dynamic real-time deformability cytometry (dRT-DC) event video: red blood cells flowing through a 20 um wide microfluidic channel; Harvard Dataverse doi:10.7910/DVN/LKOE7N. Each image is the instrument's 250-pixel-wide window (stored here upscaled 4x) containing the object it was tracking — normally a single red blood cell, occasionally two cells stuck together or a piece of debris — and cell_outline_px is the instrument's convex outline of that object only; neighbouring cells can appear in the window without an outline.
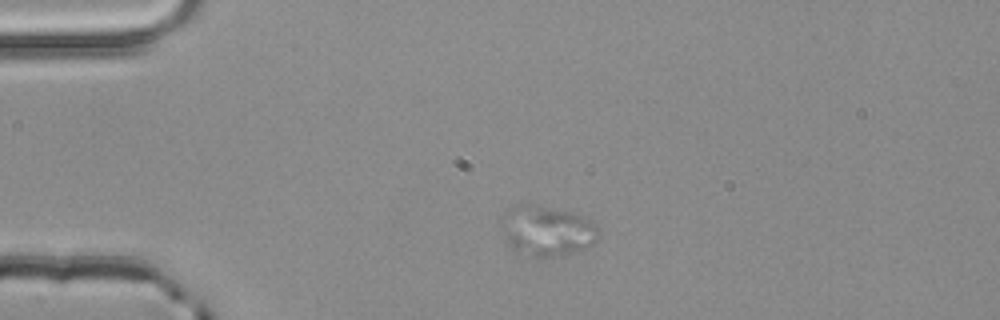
{"species": "common noctule bat (a hibernating species)", "species_latin": "Nyctalus noctula", "temperature_condition": "room temperature", "stored_images_in_passage": 2, "camera_frame_rate_fps": 3000, "um_per_image_px": 0.085, "animal": {"sex": "male", "body_mass_g": 20.4}, "frame": {"image": 1, "passage_image": 1, "time_ms": 0.0, "image_size_px": [1000, 320], "cell_outline_px": [[600, 232], [596, 240], [592, 244], [584, 248], [572, 252], [556, 256], [516, 256], [504, 236], [500, 228], [500, 216], [504, 212], [516, 204], [532, 204], [572, 212], [584, 216]], "centroid_in_image_um": [46.39, 19.62], "position_along_channel_um": 38.6, "area_um2": 28.73}}